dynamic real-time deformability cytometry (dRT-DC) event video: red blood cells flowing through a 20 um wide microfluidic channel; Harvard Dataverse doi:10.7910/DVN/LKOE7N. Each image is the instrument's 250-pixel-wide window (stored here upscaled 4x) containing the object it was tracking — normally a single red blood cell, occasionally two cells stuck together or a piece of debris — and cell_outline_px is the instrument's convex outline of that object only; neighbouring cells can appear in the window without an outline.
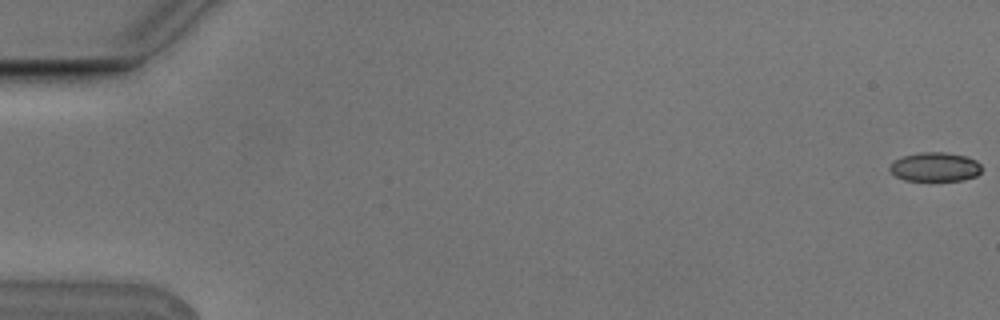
{"species": "Egyptian fruit bat (a non-hibernating species)", "species_latin": "Rousettus aegyptiacus", "temperature_condition": "cold", "stored_images_in_passage": 6, "camera_frame_rate_fps": 3000, "um_per_image_px": 0.085, "animal": {"sex": "male"}, "frame": {"image": 1, "passage_image": 1, "time_ms": 0.0, "image_size_px": [1000, 320], "cell_outline_px": [[980, 172], [976, 176], [964, 180], [904, 180], [896, 176], [888, 168], [896, 160], [904, 156], [920, 152], [948, 152], [964, 156], [976, 160], [980, 164]], "centroid_in_image_um": [79.5, 14.18], "position_along_channel_um": 5.5, "area_um2": 15.37}}
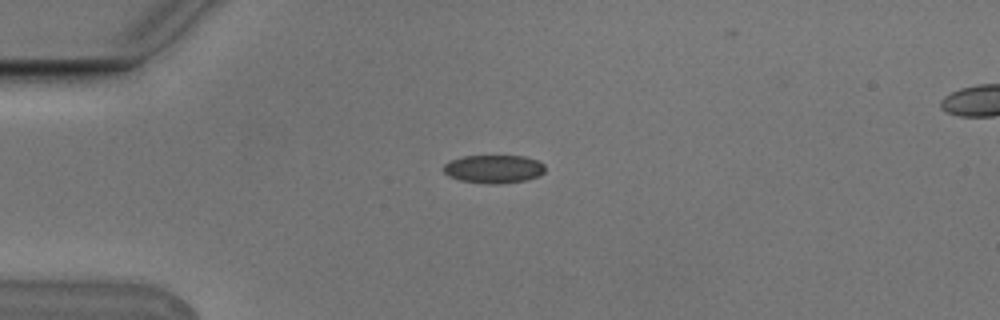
{"frame": {"image": 2, "passage_image": 5, "time_ms": 1.333, "image_size_px": [1000, 320], "cell_outline_px": [[544, 172], [540, 176], [524, 180], [496, 184], [492, 184], [460, 180], [448, 176], [440, 168], [448, 160], [464, 156], [524, 156], [540, 160], [544, 164]], "centroid_in_image_um": [41.94, 14.35], "position_along_channel_um": 43.1, "area_um2": 16.88}}